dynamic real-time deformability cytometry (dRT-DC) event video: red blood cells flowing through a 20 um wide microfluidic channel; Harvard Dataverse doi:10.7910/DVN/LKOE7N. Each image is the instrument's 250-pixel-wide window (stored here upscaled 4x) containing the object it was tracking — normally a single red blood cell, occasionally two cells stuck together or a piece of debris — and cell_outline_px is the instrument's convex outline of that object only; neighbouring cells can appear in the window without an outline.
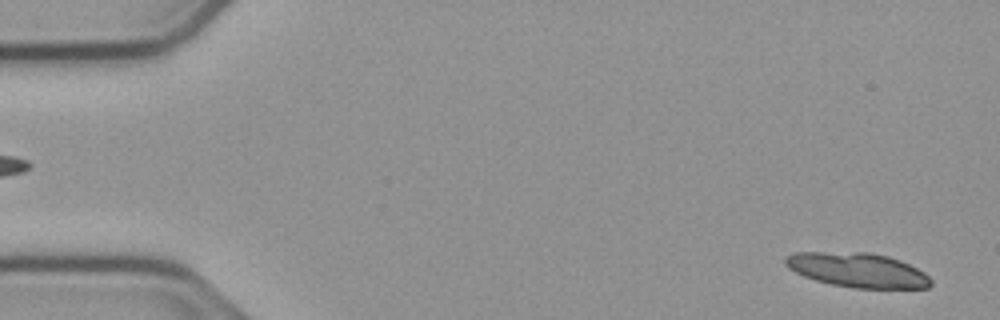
{"species": "common noctule bat (a hibernating species)", "species_latin": "Nyctalus noctula", "temperature_condition": "cold", "stored_images_in_passage": 50, "segment_of_instrument_passage": [1, 2], "camera_frame_rate_fps": 3000, "um_per_image_px": 0.085, "animal": {"sex": "male", "body_mass_g": 23.1, "forearm_length_mm": 52.7}, "frame": {"image": 1, "passage_image": 2, "time_ms": 0.333, "image_size_px": [1000, 320], "cell_outline_px": [[932, 284], [928, 288], [852, 288], [832, 284], [816, 280], [804, 276], [788, 268], [784, 264], [784, 256], [792, 252], [868, 252], [888, 256], [900, 260], [924, 272], [932, 280]], "centroid_in_image_um": [72.87, 22.95], "position_along_channel_um": 12.1, "area_um2": 29.36}}